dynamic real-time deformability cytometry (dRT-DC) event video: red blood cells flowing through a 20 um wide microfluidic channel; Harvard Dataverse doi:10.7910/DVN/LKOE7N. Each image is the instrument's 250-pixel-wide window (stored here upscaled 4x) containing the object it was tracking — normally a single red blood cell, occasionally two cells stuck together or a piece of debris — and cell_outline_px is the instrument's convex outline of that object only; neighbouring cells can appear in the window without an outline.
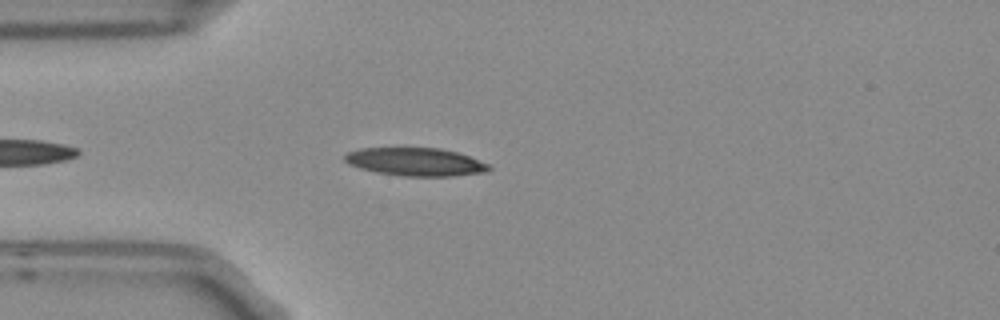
{"species": "Egyptian fruit bat (a non-hibernating species)", "species_latin": "Rousettus aegyptiacus", "temperature_condition": "room temperature", "stored_images_in_passage": 4, "camera_frame_rate_fps": 3000, "um_per_image_px": 0.085, "frame": {"image": 1, "passage_image": 4, "time_ms": 1.0, "image_size_px": [1000, 320], "cell_outline_px": [[492, 168], [488, 172], [456, 176], [404, 176], [376, 172], [360, 168], [348, 164], [344, 160], [344, 156], [348, 152], [360, 148], [440, 148], [456, 152], [468, 156], [488, 164]], "centroid_in_image_um": [35.33, 13.76], "position_along_channel_um": 49.7, "area_um2": 23.58}}